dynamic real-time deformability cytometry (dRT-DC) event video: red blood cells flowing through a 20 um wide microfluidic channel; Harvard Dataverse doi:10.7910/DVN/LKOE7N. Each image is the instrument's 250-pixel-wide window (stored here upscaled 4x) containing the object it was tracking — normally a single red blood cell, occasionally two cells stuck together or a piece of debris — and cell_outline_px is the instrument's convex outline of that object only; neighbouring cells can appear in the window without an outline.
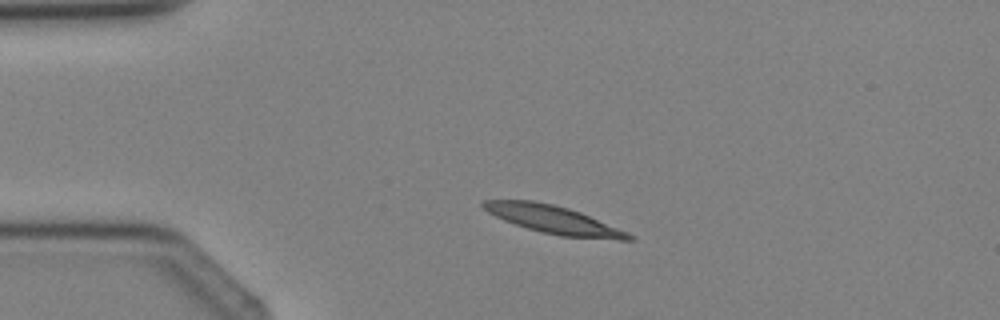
{"species": "Egyptian fruit bat (a non-hibernating species)", "species_latin": "Rousettus aegyptiacus", "temperature_condition": "cold", "stored_images_in_passage": 5, "camera_frame_rate_fps": 3000, "um_per_image_px": 0.085, "animal": {"sex": "female"}, "frame": {"image": 1, "passage_image": 4, "time_ms": 4.667, "image_size_px": [1000, 320], "cell_outline_px": [[636, 240], [620, 240], [560, 236], [528, 228], [504, 220], [488, 212], [480, 204], [484, 200], [532, 200], [552, 204], [568, 208], [580, 212], [628, 232], [636, 236]], "centroid_in_image_um": [47.1, 18.67], "position_along_channel_um": 37.9, "area_um2": 23.47}}